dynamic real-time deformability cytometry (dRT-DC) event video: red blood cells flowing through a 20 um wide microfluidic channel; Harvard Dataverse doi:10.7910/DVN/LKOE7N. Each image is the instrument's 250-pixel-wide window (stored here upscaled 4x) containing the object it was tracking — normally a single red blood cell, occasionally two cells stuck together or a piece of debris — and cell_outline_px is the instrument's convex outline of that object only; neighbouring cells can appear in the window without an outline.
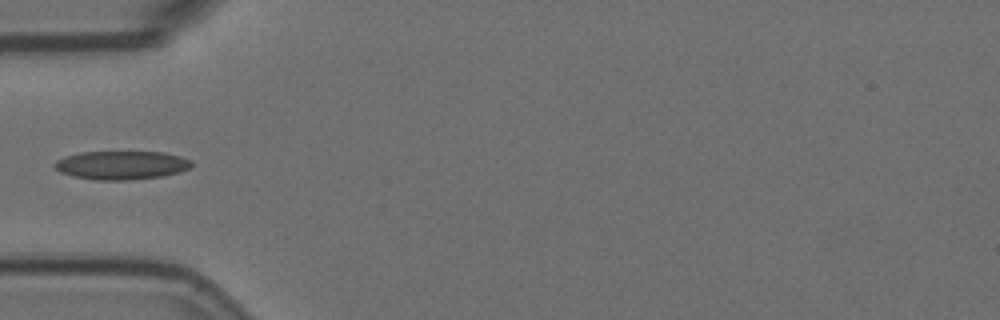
{"species": "Egyptian fruit bat (a non-hibernating species)", "species_latin": "Rousettus aegyptiacus", "temperature_condition": "room temperature", "stored_images_in_passage": 9, "camera_frame_rate_fps": 3000, "um_per_image_px": 0.085, "animal": {"sex": "female"}, "frame": {"image": 1, "passage_image": 1, "time_ms": 0.0, "image_size_px": [1000, 320], "cell_outline_px": [[192, 164], [188, 168], [180, 172], [164, 176], [132, 180], [96, 180], [72, 176], [60, 172], [52, 164], [56, 160], [64, 156], [80, 152], [164, 152], [180, 156], [192, 160]], "centroid_in_image_um": [10.31, 14.04], "position_along_channel_um": 74.7, "area_um2": 23.0}}
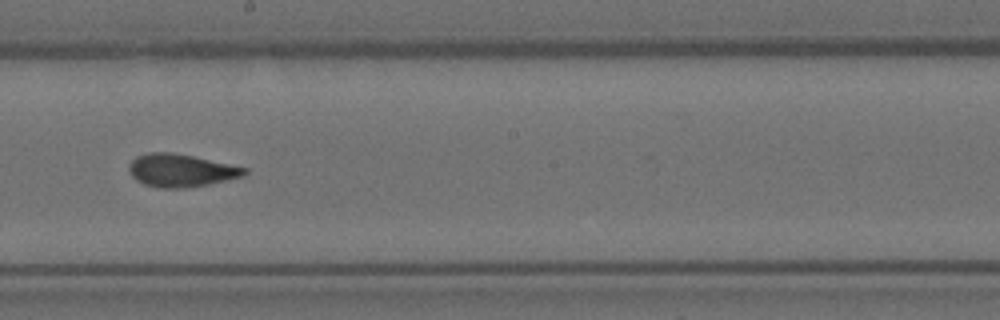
{"frame": {"image": 2, "passage_image": 5, "time_ms": 1.333, "image_size_px": [1000, 320], "cell_outline_px": [[248, 172], [244, 176], [208, 184], [184, 188], [156, 188], [144, 184], [136, 180], [132, 176], [128, 168], [132, 160], [136, 156], [152, 152], [168, 152], [192, 156], [248, 168]], "centroid_in_image_um": [15.37, 14.49], "position_along_channel_um": 232.8, "area_um2": 21.96}}
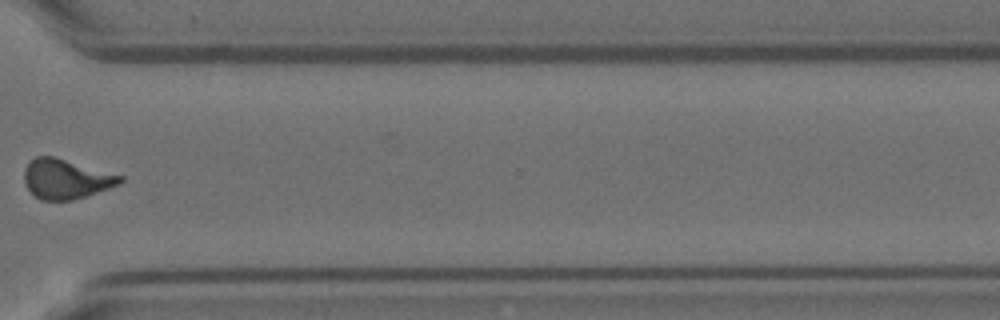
{"frame": {"image": 3, "passage_image": 8, "time_ms": 2.333, "image_size_px": [1000, 320], "cell_outline_px": [[124, 180], [120, 184], [72, 200], [40, 200], [24, 184], [24, 168], [36, 156], [52, 156], [124, 176]], "centroid_in_image_um": [5.6, 15.21], "position_along_channel_um": 365.0, "area_um2": 21.85}}